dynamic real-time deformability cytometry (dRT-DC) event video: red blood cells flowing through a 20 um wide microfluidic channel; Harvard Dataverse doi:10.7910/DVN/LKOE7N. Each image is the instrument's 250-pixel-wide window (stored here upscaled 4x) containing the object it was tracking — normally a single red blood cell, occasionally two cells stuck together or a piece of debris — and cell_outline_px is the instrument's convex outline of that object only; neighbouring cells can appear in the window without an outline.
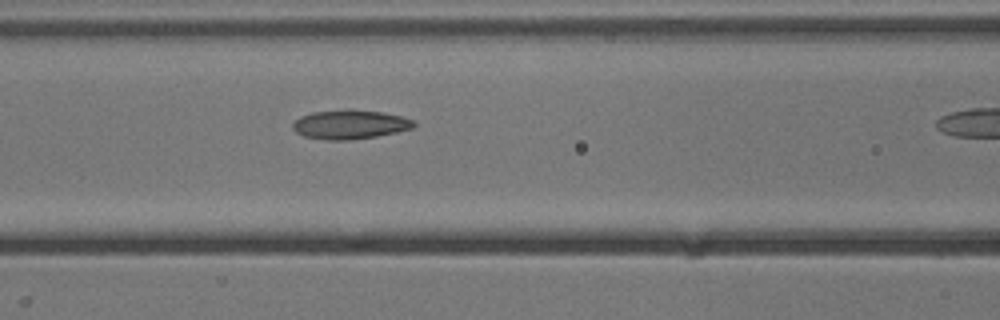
{"species": "common noctule bat (a hibernating species)", "species_latin": "Nyctalus noctula", "temperature_condition": "cold", "stored_images_in_passage": 14, "camera_frame_rate_fps": 3000, "um_per_image_px": 0.085, "animal": {"sex": "male", "body_mass_g": 13.3}, "frame": {"image": 1, "passage_image": 7, "time_ms": 2.0, "image_size_px": [1000, 320], "cell_outline_px": [[416, 124], [412, 128], [396, 132], [376, 136], [348, 140], [328, 140], [304, 136], [296, 132], [292, 128], [292, 124], [300, 116], [312, 112], [344, 108], [384, 112], [400, 116], [412, 120]], "centroid_in_image_um": [29.71, 10.56], "position_along_channel_um": 136.9, "area_um2": 20.63}}
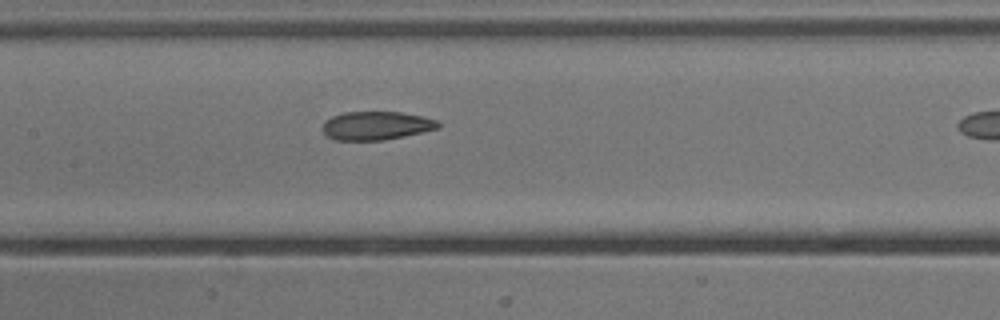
{"frame": {"image": 2, "passage_image": 10, "time_ms": 3.0, "image_size_px": [1000, 320], "cell_outline_px": [[440, 128], [404, 136], [384, 140], [336, 140], [328, 136], [324, 132], [324, 120], [332, 116], [344, 112], [400, 112], [420, 116], [436, 120], [440, 124]], "centroid_in_image_um": [31.98, 10.68], "position_along_channel_um": 175.4, "area_um2": 19.02}}